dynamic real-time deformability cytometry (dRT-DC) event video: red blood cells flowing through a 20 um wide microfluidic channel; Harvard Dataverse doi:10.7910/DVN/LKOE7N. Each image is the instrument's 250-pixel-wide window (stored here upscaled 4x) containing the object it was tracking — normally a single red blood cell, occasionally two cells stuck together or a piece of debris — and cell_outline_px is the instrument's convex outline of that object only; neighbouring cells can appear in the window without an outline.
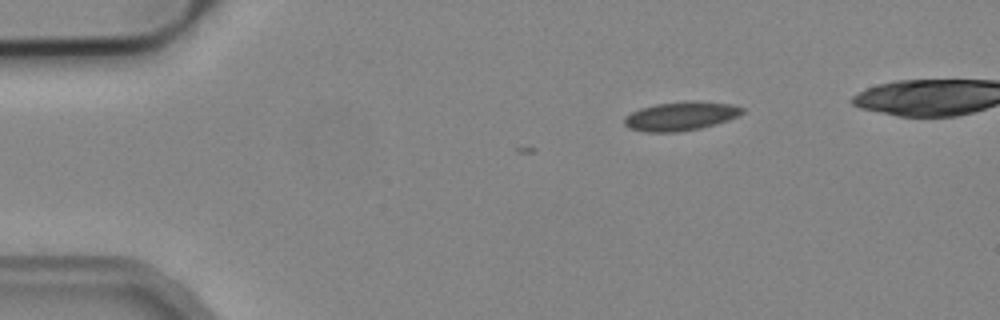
{"species": "common noctule bat (a hibernating species)", "species_latin": "Nyctalus noctula", "temperature_condition": "cold", "stored_images_in_passage": 2, "camera_frame_rate_fps": 3000, "um_per_image_px": 0.085, "animal": {"sex": "male", "body_mass_g": 19.2, "forearm_length_mm": 51.8}, "frame": {"image": 1, "passage_image": 2, "time_ms": 0.333, "image_size_px": [1000, 320], "cell_outline_px": [[744, 112], [728, 120], [716, 124], [700, 128], [676, 132], [644, 132], [628, 128], [624, 124], [624, 116], [640, 108], [656, 104], [684, 100], [696, 100], [732, 104], [744, 108]], "centroid_in_image_um": [57.85, 9.86], "position_along_channel_um": 27.2, "area_um2": 20.06}}